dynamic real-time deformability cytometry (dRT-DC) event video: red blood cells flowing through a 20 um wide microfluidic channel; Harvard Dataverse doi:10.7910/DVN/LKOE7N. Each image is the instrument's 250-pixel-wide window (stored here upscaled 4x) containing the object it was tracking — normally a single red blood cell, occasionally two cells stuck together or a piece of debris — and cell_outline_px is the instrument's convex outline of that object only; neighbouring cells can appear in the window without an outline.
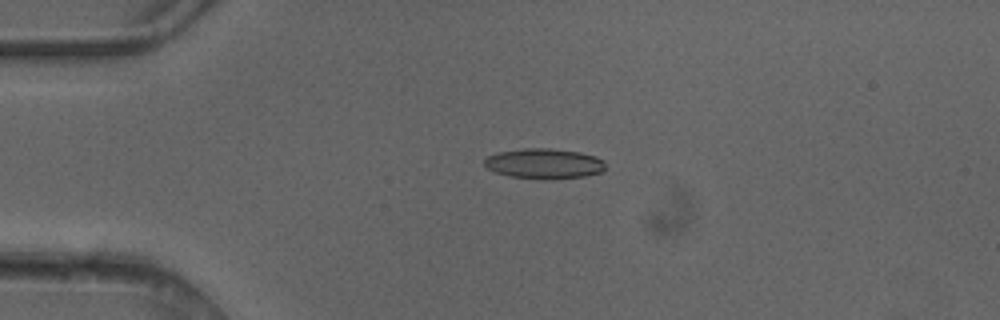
{"species": "common noctule bat (a hibernating species)", "species_latin": "Nyctalus noctula", "temperature_condition": "cold", "stored_images_in_passage": 4, "camera_frame_rate_fps": 3000, "um_per_image_px": 0.085, "animal": {"sex": "female"}, "frame": {"image": 1, "passage_image": 4, "time_ms": 1.0, "image_size_px": [1000, 320], "cell_outline_px": [[604, 172], [584, 176], [544, 180], [508, 176], [496, 172], [488, 168], [484, 164], [484, 160], [488, 156], [496, 152], [524, 148], [548, 148], [580, 152], [596, 156], [604, 160]], "centroid_in_image_um": [46.26, 13.91], "position_along_channel_um": 38.7, "area_um2": 21.5}}